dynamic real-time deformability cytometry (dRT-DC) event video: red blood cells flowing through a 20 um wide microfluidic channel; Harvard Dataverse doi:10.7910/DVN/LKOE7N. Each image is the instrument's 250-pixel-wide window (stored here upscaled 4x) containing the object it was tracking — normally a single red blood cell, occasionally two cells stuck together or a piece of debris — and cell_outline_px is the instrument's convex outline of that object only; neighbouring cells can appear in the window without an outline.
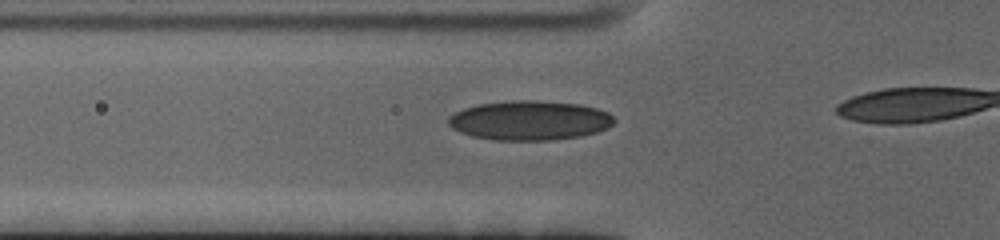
{"species": "human", "species_latin": "Homo sapiens", "temperature_condition": "cold", "stored_images_in_passage": 18, "camera_frame_rate_fps": 3000, "um_per_image_px": 0.085, "donor": {"sex": "female"}, "frame": {"image": 1, "passage_image": 12, "time_ms": 3.667, "image_size_px": [1000, 240], "cell_outline_px": [[616, 120], [608, 128], [596, 132], [580, 136], [548, 140], [496, 140], [472, 136], [460, 132], [452, 128], [448, 124], [448, 116], [464, 108], [480, 104], [516, 100], [536, 100], [580, 104], [596, 108], [608, 112]], "centroid_in_image_um": [45.02, 10.23], "position_along_channel_um": 80.8, "area_um2": 38.03}}
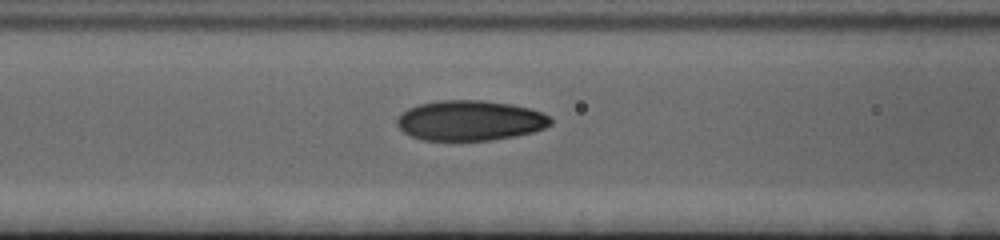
{"frame": {"image": 2, "passage_image": 16, "time_ms": 5.0, "image_size_px": [1000, 240], "cell_outline_px": [[552, 124], [544, 128], [532, 132], [516, 136], [492, 140], [424, 140], [412, 136], [404, 132], [396, 124], [396, 120], [408, 108], [420, 104], [436, 100], [484, 100], [512, 104], [528, 108], [540, 112], [548, 116], [552, 120]], "centroid_in_image_um": [39.96, 10.24], "position_along_channel_um": 126.6, "area_um2": 35.89}}